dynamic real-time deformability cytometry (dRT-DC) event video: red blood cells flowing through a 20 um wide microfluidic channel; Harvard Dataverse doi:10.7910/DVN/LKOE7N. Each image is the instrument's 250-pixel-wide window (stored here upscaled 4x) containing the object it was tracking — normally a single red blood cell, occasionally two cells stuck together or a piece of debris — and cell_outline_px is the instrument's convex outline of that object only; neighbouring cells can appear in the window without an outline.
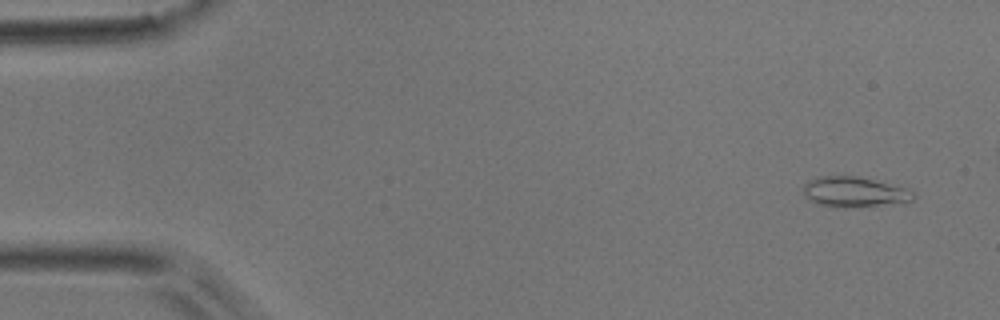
{"species": "common noctule bat (a hibernating species)", "species_latin": "Nyctalus noctula", "temperature_condition": "room temperature", "stored_images_in_passage": 47, "camera_frame_rate_fps": 3000, "um_per_image_px": 0.085, "animal": {"sex": "male", "body_mass_g": 17.9}, "frame": {"image": 1, "passage_image": 3, "time_ms": 0.667, "image_size_px": [1000, 320], "cell_outline_px": [[916, 196], [912, 200], [904, 204], [844, 208], [820, 204], [804, 196], [804, 184], [820, 176], [860, 176], [912, 188]], "centroid_in_image_um": [72.77, 16.32], "position_along_channel_um": 12.2, "area_um2": 19.94}}
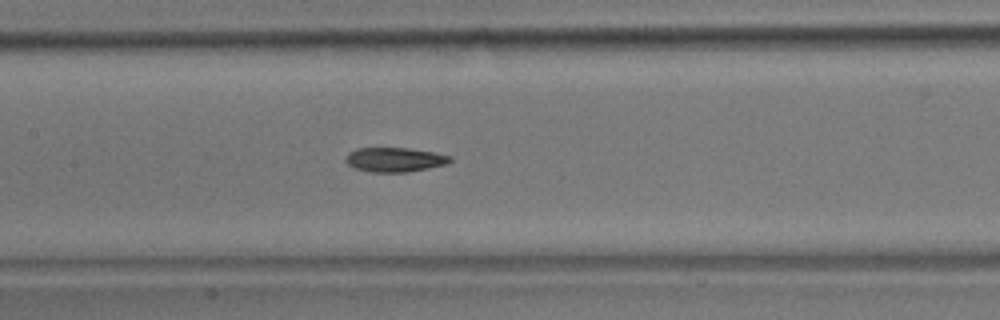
{"frame": {"image": 2, "passage_image": 24, "time_ms": 7.667, "image_size_px": [1000, 320], "cell_outline_px": [[452, 160], [448, 164], [408, 172], [368, 172], [356, 168], [348, 164], [344, 160], [344, 156], [348, 152], [356, 148], [408, 148], [432, 152], [452, 156]], "centroid_in_image_um": [33.53, 13.57], "position_along_channel_um": 173.9, "area_um2": 14.97}}
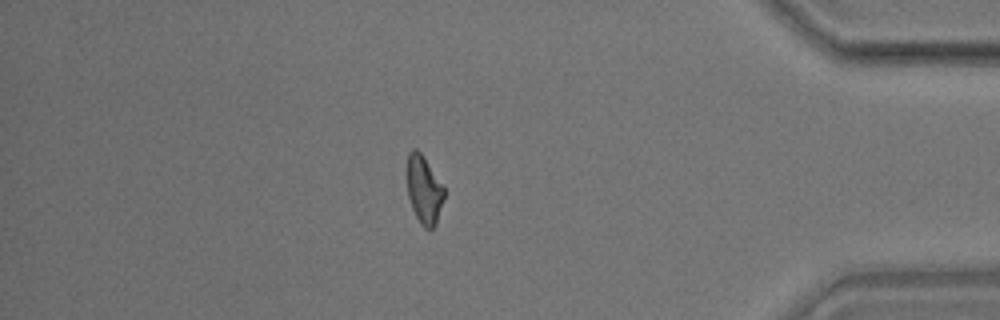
{"frame": {"image": 3, "passage_image": 44, "time_ms": 14.333, "image_size_px": [1000, 320], "cell_outline_px": [[444, 196], [436, 224], [432, 228], [424, 228], [420, 224], [412, 208], [408, 196], [404, 172], [408, 152], [412, 148], [416, 148], [424, 156], [444, 188]], "centroid_in_image_um": [35.97, 16.06], "position_along_channel_um": 399.2, "area_um2": 15.09}, "authors_computed_cell_mechanics": {"area_um2": 15.6638, "velocity_mm_per_s": 3.9219, "shape_relaxation_time_tau1_ms": 6.941, "shape_relaxation_time_tau2_ms": 4.3292, "deformation_change_tau1": 0.2052, "deformation_change_tau2": 0.1211}}